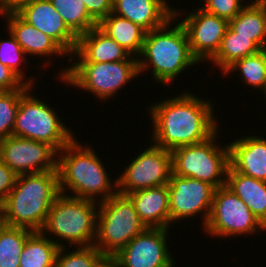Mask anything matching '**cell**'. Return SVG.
<instances>
[{
  "instance_id": "6da1fadb",
  "label": "cell",
  "mask_w": 266,
  "mask_h": 267,
  "mask_svg": "<svg viewBox=\"0 0 266 267\" xmlns=\"http://www.w3.org/2000/svg\"><path fill=\"white\" fill-rule=\"evenodd\" d=\"M175 96L148 107L153 144L172 151L204 142L220 129L209 99L195 96L187 89Z\"/></svg>"
},
{
  "instance_id": "7a4b0ae2",
  "label": "cell",
  "mask_w": 266,
  "mask_h": 267,
  "mask_svg": "<svg viewBox=\"0 0 266 267\" xmlns=\"http://www.w3.org/2000/svg\"><path fill=\"white\" fill-rule=\"evenodd\" d=\"M183 12L174 9V16L163 26L146 32L143 49L138 57L139 74L152 69L151 78L158 84L169 86L186 68L199 63L192 55L185 27L180 21L177 23L178 17L181 19L184 15Z\"/></svg>"
},
{
  "instance_id": "3957f363",
  "label": "cell",
  "mask_w": 266,
  "mask_h": 267,
  "mask_svg": "<svg viewBox=\"0 0 266 267\" xmlns=\"http://www.w3.org/2000/svg\"><path fill=\"white\" fill-rule=\"evenodd\" d=\"M86 146L76 137L58 152L59 190L69 196L99 203L117 193V178L111 180L104 166L106 164L102 163L91 145Z\"/></svg>"
},
{
  "instance_id": "277c9868",
  "label": "cell",
  "mask_w": 266,
  "mask_h": 267,
  "mask_svg": "<svg viewBox=\"0 0 266 267\" xmlns=\"http://www.w3.org/2000/svg\"><path fill=\"white\" fill-rule=\"evenodd\" d=\"M59 194L57 170L17 175L13 189L0 206V218L9 226L40 231Z\"/></svg>"
},
{
  "instance_id": "5b68a950",
  "label": "cell",
  "mask_w": 266,
  "mask_h": 267,
  "mask_svg": "<svg viewBox=\"0 0 266 267\" xmlns=\"http://www.w3.org/2000/svg\"><path fill=\"white\" fill-rule=\"evenodd\" d=\"M97 209L98 202L60 193L50 207L40 232L44 236H48L47 233L55 235L52 241L58 247H64L62 240H66L70 247L94 245Z\"/></svg>"
},
{
  "instance_id": "8992f818",
  "label": "cell",
  "mask_w": 266,
  "mask_h": 267,
  "mask_svg": "<svg viewBox=\"0 0 266 267\" xmlns=\"http://www.w3.org/2000/svg\"><path fill=\"white\" fill-rule=\"evenodd\" d=\"M62 71V72H61ZM58 73L64 84L94 94L101 102L112 99L128 82L139 75L138 60L109 63H72Z\"/></svg>"
},
{
  "instance_id": "52a82bcc",
  "label": "cell",
  "mask_w": 266,
  "mask_h": 267,
  "mask_svg": "<svg viewBox=\"0 0 266 267\" xmlns=\"http://www.w3.org/2000/svg\"><path fill=\"white\" fill-rule=\"evenodd\" d=\"M145 229L131 199L117 192L98 203L94 246L103 255L114 256Z\"/></svg>"
},
{
  "instance_id": "ba28073f",
  "label": "cell",
  "mask_w": 266,
  "mask_h": 267,
  "mask_svg": "<svg viewBox=\"0 0 266 267\" xmlns=\"http://www.w3.org/2000/svg\"><path fill=\"white\" fill-rule=\"evenodd\" d=\"M32 88L20 99L12 136L47 143L59 152L75 136L51 104L32 95Z\"/></svg>"
},
{
  "instance_id": "9c48e42d",
  "label": "cell",
  "mask_w": 266,
  "mask_h": 267,
  "mask_svg": "<svg viewBox=\"0 0 266 267\" xmlns=\"http://www.w3.org/2000/svg\"><path fill=\"white\" fill-rule=\"evenodd\" d=\"M219 131L204 142L172 150V173L208 182L215 188L225 186L230 165L229 145L220 146L216 142Z\"/></svg>"
},
{
  "instance_id": "30bf717a",
  "label": "cell",
  "mask_w": 266,
  "mask_h": 267,
  "mask_svg": "<svg viewBox=\"0 0 266 267\" xmlns=\"http://www.w3.org/2000/svg\"><path fill=\"white\" fill-rule=\"evenodd\" d=\"M204 232L209 236L230 238L231 236H250L266 227L250 211L249 207L228 187L216 188L211 212Z\"/></svg>"
},
{
  "instance_id": "8fae6325",
  "label": "cell",
  "mask_w": 266,
  "mask_h": 267,
  "mask_svg": "<svg viewBox=\"0 0 266 267\" xmlns=\"http://www.w3.org/2000/svg\"><path fill=\"white\" fill-rule=\"evenodd\" d=\"M129 162L117 178V192L123 195L134 191L167 185L172 173L171 151L155 144Z\"/></svg>"
},
{
  "instance_id": "7c38bea8",
  "label": "cell",
  "mask_w": 266,
  "mask_h": 267,
  "mask_svg": "<svg viewBox=\"0 0 266 267\" xmlns=\"http://www.w3.org/2000/svg\"><path fill=\"white\" fill-rule=\"evenodd\" d=\"M169 192L170 227L173 222L187 220L201 214L202 228L206 225L213 202L215 187L192 177H180L173 173L167 184ZM203 213V214H202Z\"/></svg>"
},
{
  "instance_id": "4fadbf2b",
  "label": "cell",
  "mask_w": 266,
  "mask_h": 267,
  "mask_svg": "<svg viewBox=\"0 0 266 267\" xmlns=\"http://www.w3.org/2000/svg\"><path fill=\"white\" fill-rule=\"evenodd\" d=\"M57 154L44 142L18 136L0 140V160L17 175L57 170Z\"/></svg>"
},
{
  "instance_id": "5bb4252c",
  "label": "cell",
  "mask_w": 266,
  "mask_h": 267,
  "mask_svg": "<svg viewBox=\"0 0 266 267\" xmlns=\"http://www.w3.org/2000/svg\"><path fill=\"white\" fill-rule=\"evenodd\" d=\"M167 228H146L115 256L119 267H175Z\"/></svg>"
},
{
  "instance_id": "9a60e30c",
  "label": "cell",
  "mask_w": 266,
  "mask_h": 267,
  "mask_svg": "<svg viewBox=\"0 0 266 267\" xmlns=\"http://www.w3.org/2000/svg\"><path fill=\"white\" fill-rule=\"evenodd\" d=\"M180 21L186 29L192 55L199 63H208L218 52L229 21L199 7Z\"/></svg>"
},
{
  "instance_id": "2e32d148",
  "label": "cell",
  "mask_w": 266,
  "mask_h": 267,
  "mask_svg": "<svg viewBox=\"0 0 266 267\" xmlns=\"http://www.w3.org/2000/svg\"><path fill=\"white\" fill-rule=\"evenodd\" d=\"M17 14L27 23L54 39L69 56L76 50L78 37L68 28L49 0H38Z\"/></svg>"
},
{
  "instance_id": "e0dca14e",
  "label": "cell",
  "mask_w": 266,
  "mask_h": 267,
  "mask_svg": "<svg viewBox=\"0 0 266 267\" xmlns=\"http://www.w3.org/2000/svg\"><path fill=\"white\" fill-rule=\"evenodd\" d=\"M74 57H76V61H72ZM69 58L73 63H109L121 60H138L98 26L78 37L76 50Z\"/></svg>"
},
{
  "instance_id": "ac0fdd59",
  "label": "cell",
  "mask_w": 266,
  "mask_h": 267,
  "mask_svg": "<svg viewBox=\"0 0 266 267\" xmlns=\"http://www.w3.org/2000/svg\"><path fill=\"white\" fill-rule=\"evenodd\" d=\"M229 163L237 172L266 182V139L241 136L229 142Z\"/></svg>"
},
{
  "instance_id": "d6986e66",
  "label": "cell",
  "mask_w": 266,
  "mask_h": 267,
  "mask_svg": "<svg viewBox=\"0 0 266 267\" xmlns=\"http://www.w3.org/2000/svg\"><path fill=\"white\" fill-rule=\"evenodd\" d=\"M168 4V0H113L112 13L150 32L174 16L175 8Z\"/></svg>"
},
{
  "instance_id": "ffe728a7",
  "label": "cell",
  "mask_w": 266,
  "mask_h": 267,
  "mask_svg": "<svg viewBox=\"0 0 266 267\" xmlns=\"http://www.w3.org/2000/svg\"><path fill=\"white\" fill-rule=\"evenodd\" d=\"M0 15L4 16L5 24L8 23L5 25L6 29L14 36L27 57L69 56L54 39L24 21L17 13Z\"/></svg>"
},
{
  "instance_id": "44dd1931",
  "label": "cell",
  "mask_w": 266,
  "mask_h": 267,
  "mask_svg": "<svg viewBox=\"0 0 266 267\" xmlns=\"http://www.w3.org/2000/svg\"><path fill=\"white\" fill-rule=\"evenodd\" d=\"M127 196L133 202L139 219L146 228H170L167 185L137 190Z\"/></svg>"
},
{
  "instance_id": "7402d4cb",
  "label": "cell",
  "mask_w": 266,
  "mask_h": 267,
  "mask_svg": "<svg viewBox=\"0 0 266 267\" xmlns=\"http://www.w3.org/2000/svg\"><path fill=\"white\" fill-rule=\"evenodd\" d=\"M225 186L237 195L266 227V182L243 175L229 165Z\"/></svg>"
},
{
  "instance_id": "603a6c76",
  "label": "cell",
  "mask_w": 266,
  "mask_h": 267,
  "mask_svg": "<svg viewBox=\"0 0 266 267\" xmlns=\"http://www.w3.org/2000/svg\"><path fill=\"white\" fill-rule=\"evenodd\" d=\"M98 27L131 56L136 58L140 56L146 31L139 25L111 12L98 24Z\"/></svg>"
},
{
  "instance_id": "cb8c5ba5",
  "label": "cell",
  "mask_w": 266,
  "mask_h": 267,
  "mask_svg": "<svg viewBox=\"0 0 266 267\" xmlns=\"http://www.w3.org/2000/svg\"><path fill=\"white\" fill-rule=\"evenodd\" d=\"M246 6L233 19L229 27L239 36L249 37L261 49H266V8L258 2Z\"/></svg>"
},
{
  "instance_id": "d4e9b609",
  "label": "cell",
  "mask_w": 266,
  "mask_h": 267,
  "mask_svg": "<svg viewBox=\"0 0 266 267\" xmlns=\"http://www.w3.org/2000/svg\"><path fill=\"white\" fill-rule=\"evenodd\" d=\"M262 50L249 37L239 36L229 26L216 55L209 61L219 67L222 74L237 60Z\"/></svg>"
},
{
  "instance_id": "484cf974",
  "label": "cell",
  "mask_w": 266,
  "mask_h": 267,
  "mask_svg": "<svg viewBox=\"0 0 266 267\" xmlns=\"http://www.w3.org/2000/svg\"><path fill=\"white\" fill-rule=\"evenodd\" d=\"M52 238L34 231L25 242L19 267H55L59 247Z\"/></svg>"
},
{
  "instance_id": "4316f807",
  "label": "cell",
  "mask_w": 266,
  "mask_h": 267,
  "mask_svg": "<svg viewBox=\"0 0 266 267\" xmlns=\"http://www.w3.org/2000/svg\"><path fill=\"white\" fill-rule=\"evenodd\" d=\"M34 231L6 225L0 218V267H19L27 238Z\"/></svg>"
},
{
  "instance_id": "83f0119b",
  "label": "cell",
  "mask_w": 266,
  "mask_h": 267,
  "mask_svg": "<svg viewBox=\"0 0 266 267\" xmlns=\"http://www.w3.org/2000/svg\"><path fill=\"white\" fill-rule=\"evenodd\" d=\"M49 1L77 37L98 26V23L88 13L82 0Z\"/></svg>"
},
{
  "instance_id": "f1b7e54d",
  "label": "cell",
  "mask_w": 266,
  "mask_h": 267,
  "mask_svg": "<svg viewBox=\"0 0 266 267\" xmlns=\"http://www.w3.org/2000/svg\"><path fill=\"white\" fill-rule=\"evenodd\" d=\"M231 72H239L238 76L243 80V84L261 91L266 83V49L237 60L225 71L223 76L231 74Z\"/></svg>"
},
{
  "instance_id": "f546056e",
  "label": "cell",
  "mask_w": 266,
  "mask_h": 267,
  "mask_svg": "<svg viewBox=\"0 0 266 267\" xmlns=\"http://www.w3.org/2000/svg\"><path fill=\"white\" fill-rule=\"evenodd\" d=\"M31 87L24 84L18 90L0 91V140L12 136L20 99Z\"/></svg>"
},
{
  "instance_id": "4dcf8cb0",
  "label": "cell",
  "mask_w": 266,
  "mask_h": 267,
  "mask_svg": "<svg viewBox=\"0 0 266 267\" xmlns=\"http://www.w3.org/2000/svg\"><path fill=\"white\" fill-rule=\"evenodd\" d=\"M6 31L8 32L10 39L0 40V63L7 66L25 84L34 87V84L36 83L34 77L32 78L29 76L30 79H27L25 73L22 71L24 68L20 67L22 63L27 62L26 53L15 40L14 36L8 30Z\"/></svg>"
},
{
  "instance_id": "1f68e13d",
  "label": "cell",
  "mask_w": 266,
  "mask_h": 267,
  "mask_svg": "<svg viewBox=\"0 0 266 267\" xmlns=\"http://www.w3.org/2000/svg\"><path fill=\"white\" fill-rule=\"evenodd\" d=\"M66 246L59 247L55 267H94L104 256L94 245L76 246L70 253Z\"/></svg>"
},
{
  "instance_id": "d6a6232c",
  "label": "cell",
  "mask_w": 266,
  "mask_h": 267,
  "mask_svg": "<svg viewBox=\"0 0 266 267\" xmlns=\"http://www.w3.org/2000/svg\"><path fill=\"white\" fill-rule=\"evenodd\" d=\"M201 9L226 20L233 19L246 6L243 0H201ZM242 1V2H241ZM205 3V4H204ZM243 4V5H242Z\"/></svg>"
},
{
  "instance_id": "836d02e7",
  "label": "cell",
  "mask_w": 266,
  "mask_h": 267,
  "mask_svg": "<svg viewBox=\"0 0 266 267\" xmlns=\"http://www.w3.org/2000/svg\"><path fill=\"white\" fill-rule=\"evenodd\" d=\"M90 16L99 24L113 10V0H82Z\"/></svg>"
},
{
  "instance_id": "e575fe53",
  "label": "cell",
  "mask_w": 266,
  "mask_h": 267,
  "mask_svg": "<svg viewBox=\"0 0 266 267\" xmlns=\"http://www.w3.org/2000/svg\"><path fill=\"white\" fill-rule=\"evenodd\" d=\"M17 174L0 160V206L16 182Z\"/></svg>"
},
{
  "instance_id": "d590c367",
  "label": "cell",
  "mask_w": 266,
  "mask_h": 267,
  "mask_svg": "<svg viewBox=\"0 0 266 267\" xmlns=\"http://www.w3.org/2000/svg\"><path fill=\"white\" fill-rule=\"evenodd\" d=\"M24 84L7 66L0 63V91L18 90Z\"/></svg>"
},
{
  "instance_id": "8d00e7d4",
  "label": "cell",
  "mask_w": 266,
  "mask_h": 267,
  "mask_svg": "<svg viewBox=\"0 0 266 267\" xmlns=\"http://www.w3.org/2000/svg\"><path fill=\"white\" fill-rule=\"evenodd\" d=\"M38 0H0V14L17 13L23 7Z\"/></svg>"
},
{
  "instance_id": "74e56055",
  "label": "cell",
  "mask_w": 266,
  "mask_h": 267,
  "mask_svg": "<svg viewBox=\"0 0 266 267\" xmlns=\"http://www.w3.org/2000/svg\"><path fill=\"white\" fill-rule=\"evenodd\" d=\"M94 267H119L115 256L104 255Z\"/></svg>"
},
{
  "instance_id": "f35d334b",
  "label": "cell",
  "mask_w": 266,
  "mask_h": 267,
  "mask_svg": "<svg viewBox=\"0 0 266 267\" xmlns=\"http://www.w3.org/2000/svg\"><path fill=\"white\" fill-rule=\"evenodd\" d=\"M250 3L258 2L261 6L266 8V0H249Z\"/></svg>"
},
{
  "instance_id": "ab89813d",
  "label": "cell",
  "mask_w": 266,
  "mask_h": 267,
  "mask_svg": "<svg viewBox=\"0 0 266 267\" xmlns=\"http://www.w3.org/2000/svg\"><path fill=\"white\" fill-rule=\"evenodd\" d=\"M262 91H263V92H262ZM261 92L264 94V96H266V83H265L263 89L261 90Z\"/></svg>"
}]
</instances>
